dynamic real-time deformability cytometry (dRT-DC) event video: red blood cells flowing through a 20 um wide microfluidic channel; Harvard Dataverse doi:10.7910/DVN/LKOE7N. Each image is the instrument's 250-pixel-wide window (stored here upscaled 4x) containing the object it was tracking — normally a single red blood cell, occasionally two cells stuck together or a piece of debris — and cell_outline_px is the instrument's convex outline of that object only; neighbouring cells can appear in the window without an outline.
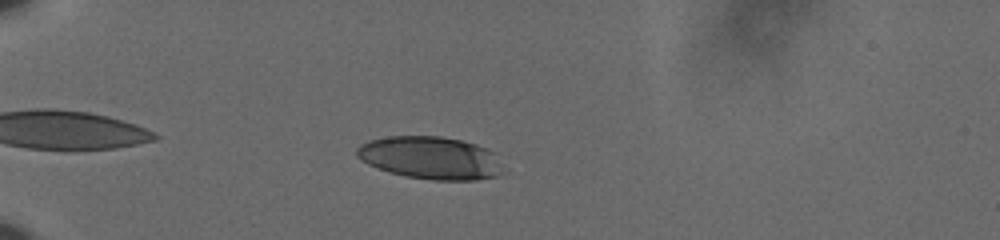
{"species": "human", "species_latin": "Homo sapiens", "temperature_condition": "cold", "stored_images_in_passage": 43, "camera_frame_rate_fps": 3000, "um_per_image_px": 0.085, "donor": {"sex": "male"}, "frame": {"image": 1, "passage_image": 7, "time_ms": 2.0, "image_size_px": [1000, 240], "cell_outline_px": [[504, 172], [496, 176], [476, 180], [432, 180], [404, 176], [388, 172], [368, 164], [360, 160], [356, 156], [356, 148], [360, 144], [368, 140], [388, 136], [440, 136], [460, 140], [476, 144], [488, 148], [492, 152]], "centroid_in_image_um": [36.54, 13.42], "position_along_channel_um": 48.5, "area_um2": 36.47}}
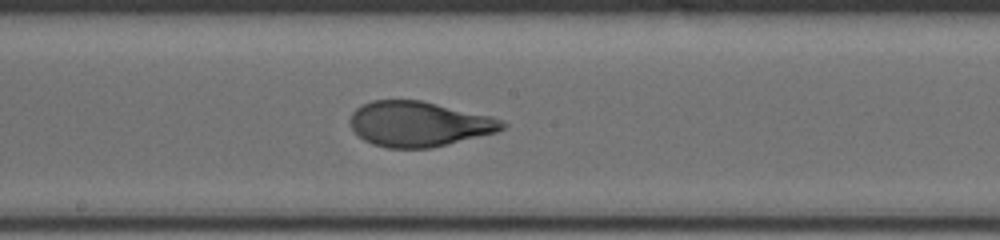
{"frame": {"image": 2, "passage_image": 24, "time_ms": 7.667, "image_size_px": [1000, 240], "cell_outline_px": [[508, 124], [504, 128], [496, 132], [432, 148], [388, 148], [372, 144], [364, 140], [352, 128], [348, 120], [352, 112], [356, 108], [372, 100], [420, 100], [492, 116]], "centroid_in_image_um": [35.59, 10.54], "position_along_channel_um": 212.6, "area_um2": 39.94}}
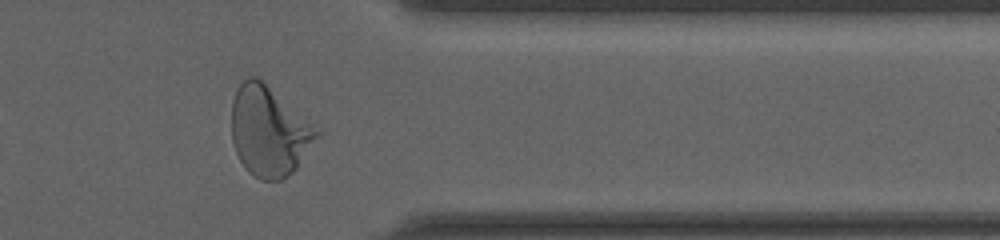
{"frame": {"image": 3, "passage_image": 39, "time_ms": 12.667, "image_size_px": [1000, 240], "cell_outline_px": [[324, 132], [296, 168], [292, 172], [280, 180], [260, 180], [252, 176], [248, 172], [240, 160], [236, 152], [232, 140], [232, 100], [236, 88], [248, 76], [256, 76], [324, 128]], "centroid_in_image_um": [22.95, 11.13], "position_along_channel_um": 388.5, "area_um2": 45.84}, "authors_computed_cell_mechanics": {"area_um2": 39.7664, "velocity_mm_per_s": 3.6208, "shape_relaxation_time_tau1_ms": 4.5776, "shape_relaxation_time_tau2_ms": null, "deformation_change_tau1": 0.2124, "deformation_change_tau2": null}}